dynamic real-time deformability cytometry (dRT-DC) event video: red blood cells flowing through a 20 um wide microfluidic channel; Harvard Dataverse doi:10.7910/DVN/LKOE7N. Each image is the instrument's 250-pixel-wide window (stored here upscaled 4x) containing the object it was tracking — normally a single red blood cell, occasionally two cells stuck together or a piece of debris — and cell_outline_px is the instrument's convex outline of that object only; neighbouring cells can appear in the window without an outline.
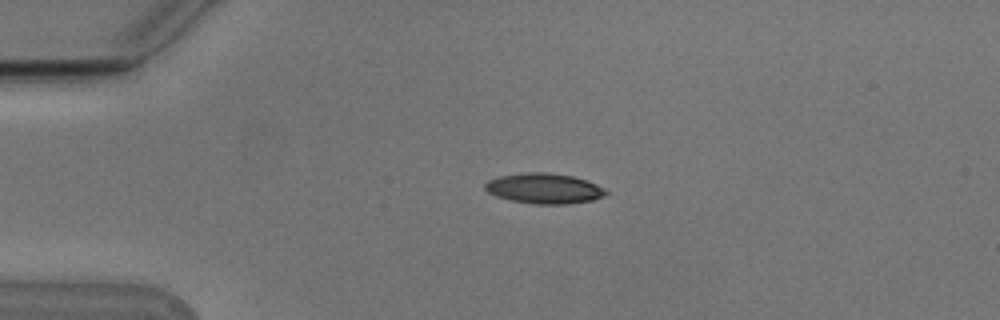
{"species": "Egyptian fruit bat (a non-hibernating species)", "species_latin": "Rousettus aegyptiacus", "temperature_condition": "cold", "stored_images_in_passage": 4, "camera_frame_rate_fps": 3000, "um_per_image_px": 0.085, "animal": {"sex": "male"}, "frame": {"image": 1, "passage_image": 3, "time_ms": 0.667, "image_size_px": [1000, 320], "cell_outline_px": [[608, 192], [604, 196], [592, 200], [568, 204], [536, 204], [512, 200], [496, 196], [488, 192], [484, 188], [484, 184], [488, 180], [500, 176], [528, 172], [544, 172], [572, 176], [608, 188]], "centroid_in_image_um": [46.27, 16.02], "position_along_channel_um": 38.7, "area_um2": 21.27}}